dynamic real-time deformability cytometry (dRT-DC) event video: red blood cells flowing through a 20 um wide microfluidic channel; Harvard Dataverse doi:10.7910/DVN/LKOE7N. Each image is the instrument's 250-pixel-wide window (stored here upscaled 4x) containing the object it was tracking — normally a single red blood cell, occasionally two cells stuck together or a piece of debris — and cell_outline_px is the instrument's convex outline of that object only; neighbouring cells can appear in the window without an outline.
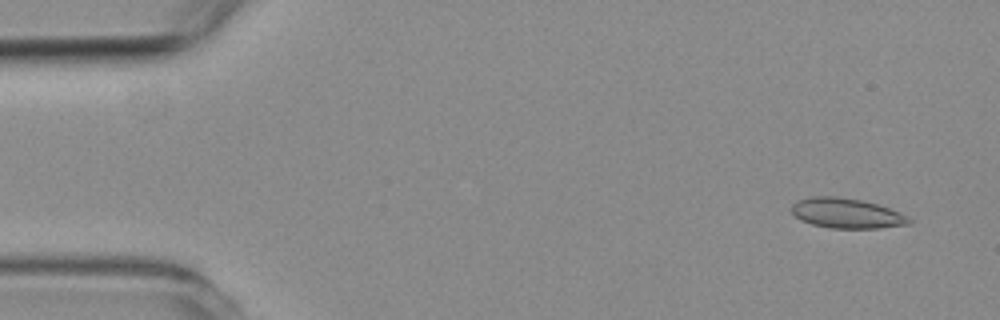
{"species": "common noctule bat (a hibernating species)", "species_latin": "Nyctalus noctula", "temperature_condition": "room temperature", "stored_images_in_passage": 16, "camera_frame_rate_fps": 3000, "um_per_image_px": 0.085, "animal": {"sex": "female", "body_mass_g": 19.3, "forearm_length_mm": 54.1}, "frame": {"image": 1, "passage_image": 3, "time_ms": 0.667, "image_size_px": [1000, 320], "cell_outline_px": [[912, 224], [880, 228], [832, 228], [812, 224], [800, 220], [792, 212], [792, 204], [796, 200], [812, 196], [836, 196], [860, 200], [876, 204], [888, 208], [908, 216], [912, 220]], "centroid_in_image_um": [71.96, 18.13], "position_along_channel_um": 13.0, "area_um2": 20.52}}
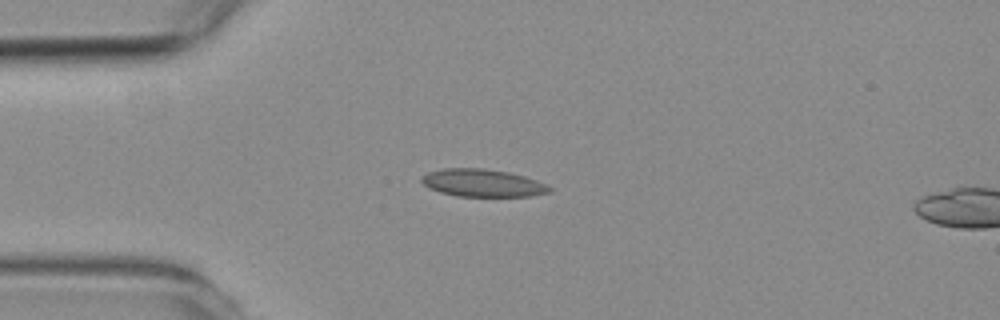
{"frame": {"image": 2, "passage_image": 13, "time_ms": 4.0, "image_size_px": [1000, 320], "cell_outline_px": [[552, 192], [532, 196], [456, 196], [440, 192], [428, 188], [420, 180], [420, 176], [428, 172], [444, 168], [484, 168], [508, 172], [524, 176], [536, 180], [552, 188]], "centroid_in_image_um": [40.99, 15.55], "position_along_channel_um": 44.0, "area_um2": 20.63}}